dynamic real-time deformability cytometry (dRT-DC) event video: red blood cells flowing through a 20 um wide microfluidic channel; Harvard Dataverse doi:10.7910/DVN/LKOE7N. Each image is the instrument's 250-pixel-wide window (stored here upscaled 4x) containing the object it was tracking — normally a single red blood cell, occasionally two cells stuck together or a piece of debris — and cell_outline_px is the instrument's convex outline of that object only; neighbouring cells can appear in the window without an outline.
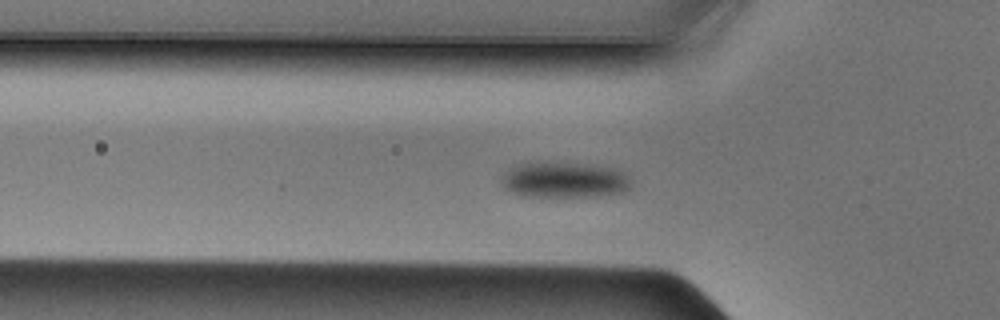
{"species": "Egyptian fruit bat (a non-hibernating species)", "species_latin": "Rousettus aegyptiacus", "temperature_condition": "cold", "stored_images_in_passage": 36, "camera_frame_rate_fps": 3000, "um_per_image_px": 0.085, "animal": {"sex": "male"}, "frame": {"image": 1, "passage_image": 2, "time_ms": 0.333, "image_size_px": [1000, 320], "cell_outline_px": [[632, 184], [624, 192], [596, 196], [524, 196], [512, 192], [504, 188], [500, 184], [500, 176], [504, 172], [520, 164], [592, 164], [616, 168], [624, 172], [632, 180]], "centroid_in_image_um": [48.0, 15.31], "position_along_channel_um": 77.8, "area_um2": 26.7}}
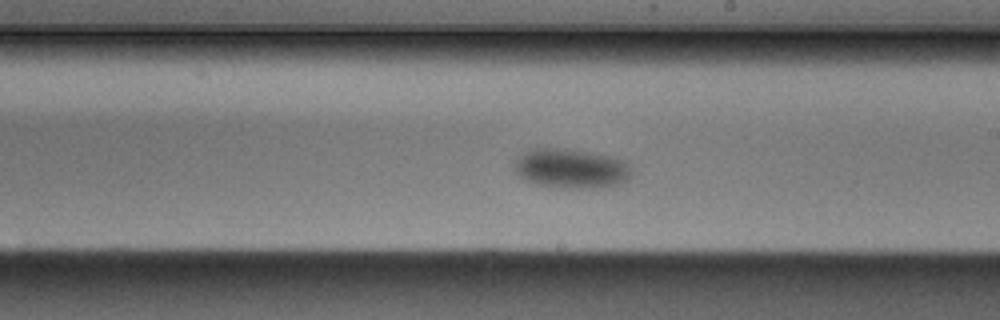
{"frame": {"image": 2, "passage_image": 14, "time_ms": 4.333, "image_size_px": [1000, 320], "cell_outline_px": [[632, 172], [628, 180], [616, 184], [588, 188], [572, 188], [540, 184], [528, 180], [520, 176], [516, 172], [516, 160], [524, 152], [532, 148], [568, 148], [612, 156], [624, 160], [632, 168]], "centroid_in_image_um": [48.59, 14.29], "position_along_channel_um": 240.4, "area_um2": 26.65}}
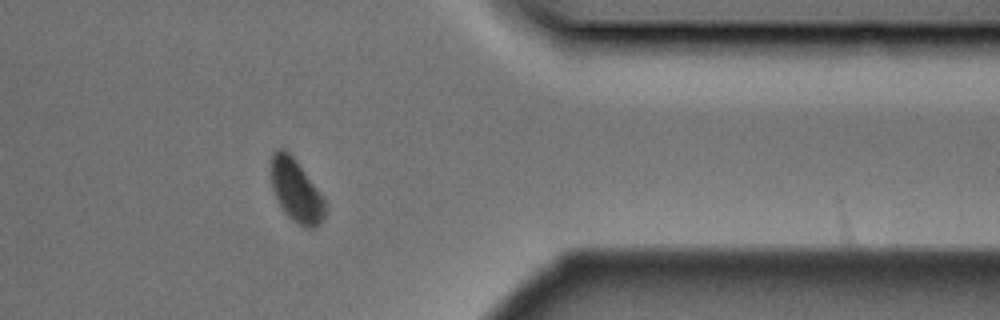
{"frame": {"image": 3, "passage_image": 26, "time_ms": 8.333, "image_size_px": [1000, 320], "cell_outline_px": [[324, 216], [320, 224], [316, 228], [304, 228], [292, 220], [284, 212], [272, 188], [272, 156], [276, 148], [284, 148], [296, 160], [324, 200]], "centroid_in_image_um": [25.16, 16.23], "position_along_channel_um": 386.2, "area_um2": 19.19}}